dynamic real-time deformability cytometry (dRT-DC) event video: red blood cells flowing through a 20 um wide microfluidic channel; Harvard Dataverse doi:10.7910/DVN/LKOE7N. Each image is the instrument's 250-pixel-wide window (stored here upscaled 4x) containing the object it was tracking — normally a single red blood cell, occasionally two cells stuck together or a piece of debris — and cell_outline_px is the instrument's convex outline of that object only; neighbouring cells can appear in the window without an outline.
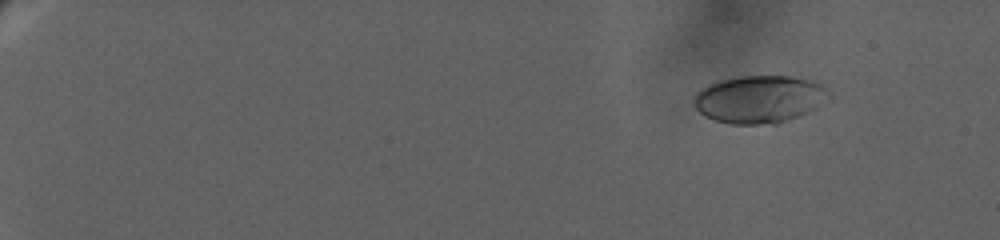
{"species": "human", "species_latin": "Homo sapiens", "temperature_condition": "warm", "stored_images_in_passage": 50, "camera_frame_rate_fps": 3000, "um_per_image_px": 0.085, "donor": {"sex": "female"}, "frame": {"image": 1, "passage_image": 6, "time_ms": 3.333, "image_size_px": [1000, 240], "cell_outline_px": [[832, 96], [816, 108], [800, 116], [776, 124], [728, 124], [716, 120], [700, 112], [692, 104], [692, 100], [696, 92], [700, 88], [716, 80], [736, 76], [788, 76], [812, 80], [820, 84], [832, 92]], "centroid_in_image_um": [64.55, 8.42], "position_along_channel_um": 20.5, "area_um2": 37.97}}
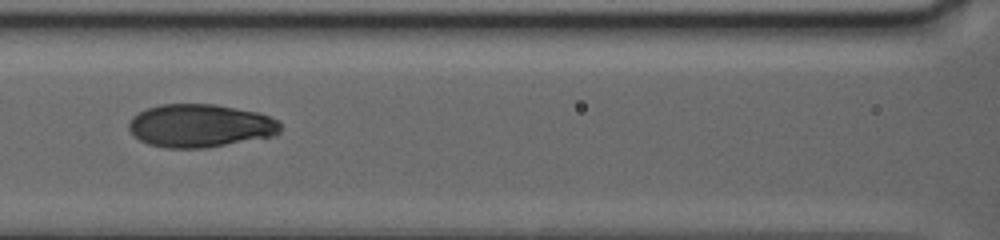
{"frame": {"image": 2, "passage_image": 28, "time_ms": 13.667, "image_size_px": [1000, 240], "cell_outline_px": [[280, 132], [276, 136], [204, 148], [168, 148], [148, 144], [132, 136], [128, 128], [128, 124], [132, 116], [148, 108], [160, 104], [216, 104], [260, 112], [280, 120]], "centroid_in_image_um": [17.04, 10.68], "position_along_channel_um": 149.6, "area_um2": 38.55}}
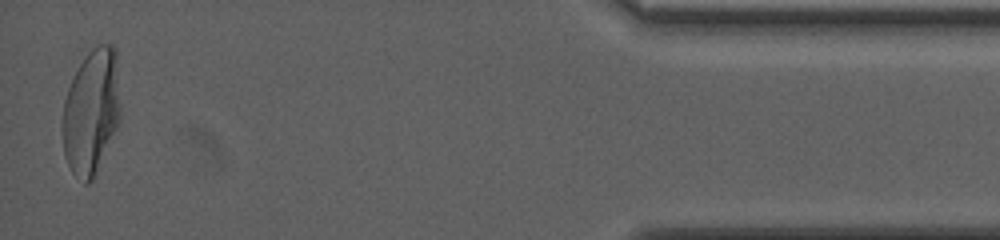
{"frame": {"image": 3, "passage_image": 50, "time_ms": 25.0, "image_size_px": [1000, 240], "cell_outline_px": [[120, 120], [92, 180], [88, 184], [84, 184], [72, 172], [64, 156], [64, 100], [68, 88], [84, 56], [92, 48], [100, 44], [112, 44], [116, 48], [120, 104]], "centroid_in_image_um": [7.78, 9.46], "position_along_channel_um": 427.4, "area_um2": 41.79}, "authors_computed_cell_mechanics": {"area_um2": 38.0035, "velocity_mm_per_s": 2.9779, "shape_relaxation_time_tau1_ms": 8.1499, "shape_relaxation_time_tau2_ms": null, "deformation_change_tau1": 0.2721, "deformation_change_tau2": null}}